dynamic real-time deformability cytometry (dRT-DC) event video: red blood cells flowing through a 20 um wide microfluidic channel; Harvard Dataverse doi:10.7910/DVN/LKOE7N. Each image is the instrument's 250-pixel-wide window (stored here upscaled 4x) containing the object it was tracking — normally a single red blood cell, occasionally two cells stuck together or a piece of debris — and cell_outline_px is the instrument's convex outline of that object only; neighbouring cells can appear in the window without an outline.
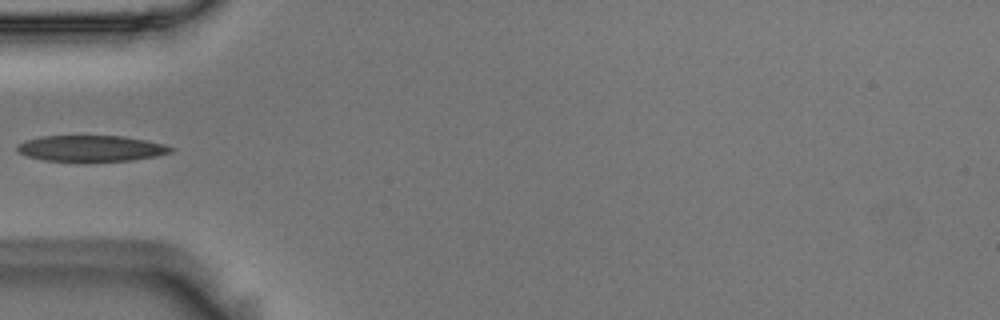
{"species": "Egyptian fruit bat (a non-hibernating species)", "species_latin": "Rousettus aegyptiacus", "temperature_condition": "room temperature", "stored_images_in_passage": 1, "camera_frame_rate_fps": 3000, "um_per_image_px": 0.085, "animal": {"sex": "male"}, "frame": {"image": 1, "passage_image": 1, "time_ms": 0.0, "image_size_px": [1000, 320], "cell_outline_px": [[176, 148], [172, 152], [156, 156], [132, 160], [84, 164], [44, 160], [28, 156], [16, 152], [16, 144], [24, 140], [40, 136], [124, 136], [148, 140], [164, 144]], "centroid_in_image_um": [7.72, 12.65], "position_along_channel_um": 77.3, "area_um2": 24.45}}